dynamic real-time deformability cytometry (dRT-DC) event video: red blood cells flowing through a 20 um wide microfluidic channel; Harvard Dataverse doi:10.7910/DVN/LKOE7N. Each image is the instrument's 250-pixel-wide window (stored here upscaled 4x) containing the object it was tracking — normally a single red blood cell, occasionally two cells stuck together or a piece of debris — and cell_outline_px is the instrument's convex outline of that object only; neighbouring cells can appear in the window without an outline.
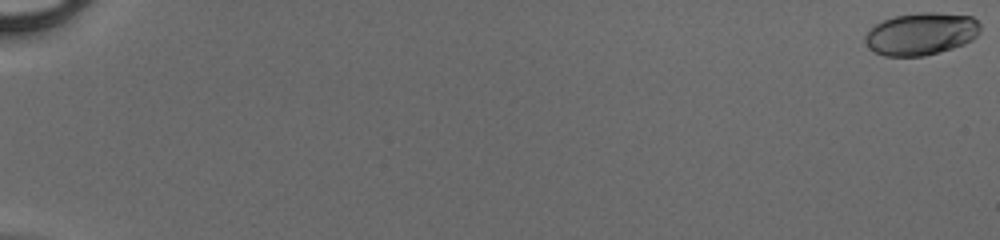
{"species": "human", "species_latin": "Homo sapiens", "temperature_condition": "cold", "stored_images_in_passage": 51, "camera_frame_rate_fps": 3000, "um_per_image_px": 0.085, "donor": {"sex": "male"}, "frame": {"image": 1, "passage_image": 1, "time_ms": 0.0, "image_size_px": [1000, 240], "cell_outline_px": [[980, 32], [972, 40], [964, 44], [952, 48], [924, 56], [884, 56], [872, 52], [864, 40], [864, 36], [876, 24], [884, 20], [896, 16], [924, 12], [932, 12], [972, 16], [980, 24]], "centroid_in_image_um": [78.3, 2.89], "position_along_channel_um": 6.7, "area_um2": 28.38}}
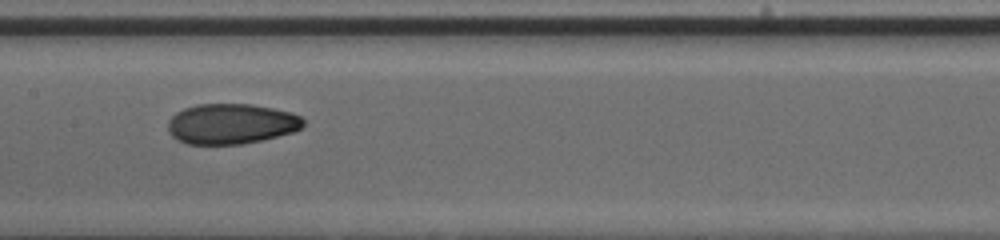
{"frame": {"image": 2, "passage_image": 29, "time_ms": 9.333, "image_size_px": [1000, 240], "cell_outline_px": [[304, 124], [300, 128], [292, 132], [260, 140], [240, 144], [188, 144], [176, 140], [168, 132], [168, 120], [176, 112], [184, 108], [200, 104], [252, 104], [292, 112], [300, 116], [304, 120]], "centroid_in_image_um": [19.62, 10.52], "position_along_channel_um": 187.8, "area_um2": 31.79}}
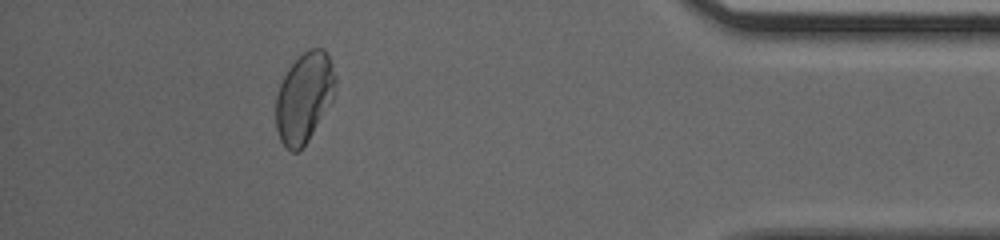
{"frame": {"image": 3, "passage_image": 47, "time_ms": 15.333, "image_size_px": [1000, 240], "cell_outline_px": [[336, 92], [332, 100], [308, 140], [296, 152], [292, 152], [280, 140], [276, 128], [276, 92], [288, 68], [308, 48], [324, 48], [332, 64], [336, 76]], "centroid_in_image_um": [25.86, 8.26], "position_along_channel_um": 409.3, "area_um2": 31.04}}